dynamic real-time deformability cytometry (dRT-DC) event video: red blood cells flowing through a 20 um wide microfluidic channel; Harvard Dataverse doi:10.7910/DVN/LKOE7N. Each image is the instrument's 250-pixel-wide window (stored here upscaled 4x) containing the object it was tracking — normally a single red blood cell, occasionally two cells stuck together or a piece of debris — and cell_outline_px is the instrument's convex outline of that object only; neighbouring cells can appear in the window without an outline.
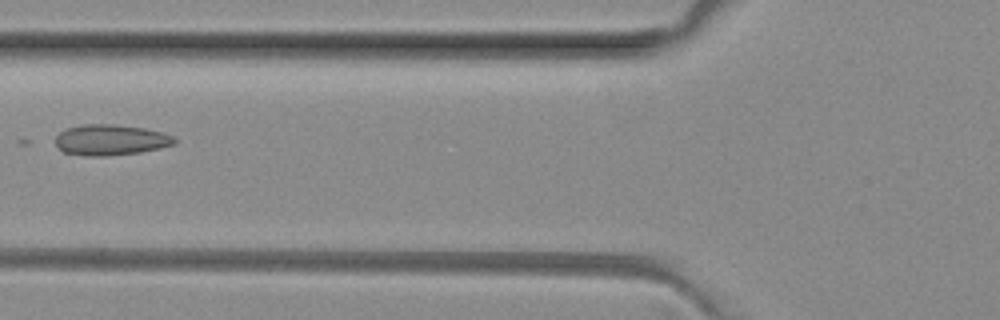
{"species": "common noctule bat (a hibernating species)", "species_latin": "Nyctalus noctula", "temperature_condition": "room temperature", "stored_images_in_passage": 9, "camera_frame_rate_fps": 3000, "um_per_image_px": 0.085, "animal": {"sex": "female", "body_mass_g": 29.2, "forearm_length_mm": 56.3}, "frame": {"image": 1, "passage_image": 8, "time_ms": 8.0, "image_size_px": [1000, 320], "cell_outline_px": [[176, 144], [160, 148], [140, 152], [108, 156], [84, 156], [64, 152], [56, 144], [56, 136], [60, 132], [68, 128], [84, 124], [116, 124], [144, 128], [160, 132], [172, 136], [176, 140]], "centroid_in_image_um": [9.41, 11.9], "position_along_channel_um": 116.4, "area_um2": 21.27}}
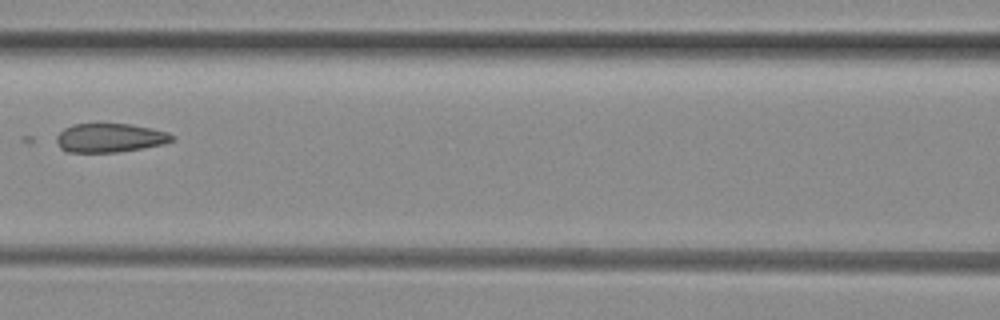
{"frame": {"image": 2, "passage_image": 9, "time_ms": 9.0, "image_size_px": [1000, 320], "cell_outline_px": [[176, 136], [172, 140], [164, 144], [116, 152], [64, 152], [60, 148], [56, 140], [56, 136], [64, 128], [72, 124], [128, 124], [152, 128], [168, 132]], "centroid_in_image_um": [9.32, 11.71], "position_along_channel_um": 157.3, "area_um2": 19.42}}